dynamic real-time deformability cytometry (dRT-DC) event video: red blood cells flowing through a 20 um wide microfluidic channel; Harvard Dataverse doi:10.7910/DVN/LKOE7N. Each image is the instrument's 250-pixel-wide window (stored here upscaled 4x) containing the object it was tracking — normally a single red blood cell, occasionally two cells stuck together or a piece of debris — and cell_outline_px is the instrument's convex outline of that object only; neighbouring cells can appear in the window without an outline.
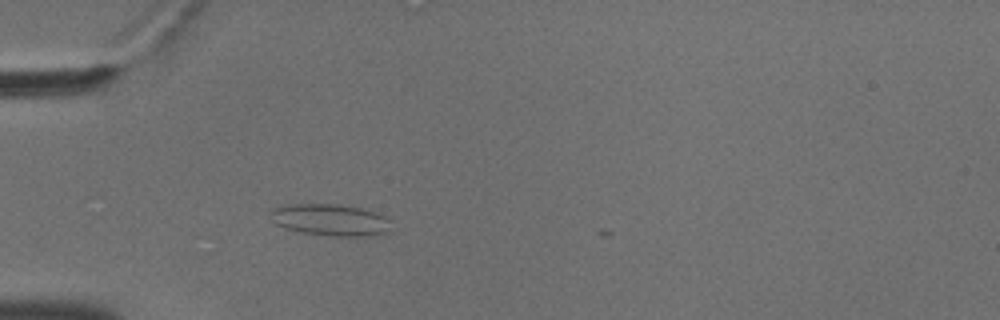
{"species": "common noctule bat (a hibernating species)", "species_latin": "Nyctalus noctula", "temperature_condition": "cold", "stored_images_in_passage": 55, "camera_frame_rate_fps": 3000, "um_per_image_px": 0.085, "animal": {"sex": "male", "body_mass_g": 18.8}, "frame": {"image": 1, "passage_image": 18, "time_ms": 5.667, "image_size_px": [1000, 320], "cell_outline_px": [[392, 232], [376, 236], [328, 236], [300, 232], [284, 228], [276, 224], [268, 212], [272, 208], [288, 204], [336, 204], [360, 208], [376, 212], [384, 216], [388, 220]], "centroid_in_image_um": [28.09, 18.7], "position_along_channel_um": 56.9, "area_um2": 22.66}}
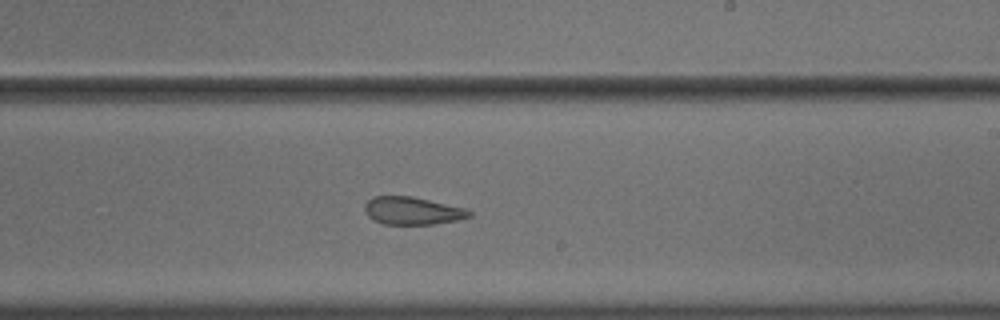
{"frame": {"image": 2, "passage_image": 35, "time_ms": 11.333, "image_size_px": [1000, 320], "cell_outline_px": [[472, 216], [456, 220], [432, 224], [384, 224], [372, 220], [364, 212], [364, 204], [372, 196], [412, 196], [464, 208], [472, 212]], "centroid_in_image_um": [35.0, 17.91], "position_along_channel_um": 254.0, "area_um2": 16.88}}
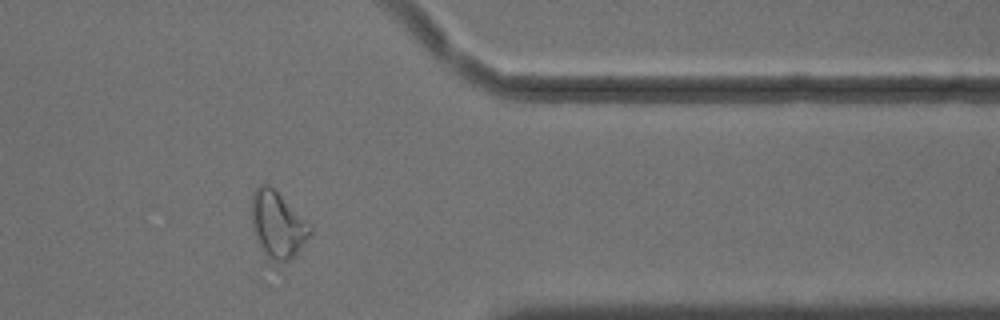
{"frame": {"image": 3, "passage_image": 47, "time_ms": 15.333, "image_size_px": [1000, 320], "cell_outline_px": [[312, 232], [296, 252], [288, 260], [272, 260], [268, 256], [260, 244], [252, 228], [252, 192], [260, 184], [268, 184], [312, 224]], "centroid_in_image_um": [23.61, 19.03], "position_along_channel_um": 387.8, "area_um2": 22.02}, "authors_computed_cell_mechanics": {"area_um2": 21.2704, "velocity_mm_per_s": 3.6171, "shape_relaxation_time_tau1_ms": null, "shape_relaxation_time_tau2_ms": 2.4947, "deformation_change_tau1": null, "deformation_change_tau2": 0.1068}}